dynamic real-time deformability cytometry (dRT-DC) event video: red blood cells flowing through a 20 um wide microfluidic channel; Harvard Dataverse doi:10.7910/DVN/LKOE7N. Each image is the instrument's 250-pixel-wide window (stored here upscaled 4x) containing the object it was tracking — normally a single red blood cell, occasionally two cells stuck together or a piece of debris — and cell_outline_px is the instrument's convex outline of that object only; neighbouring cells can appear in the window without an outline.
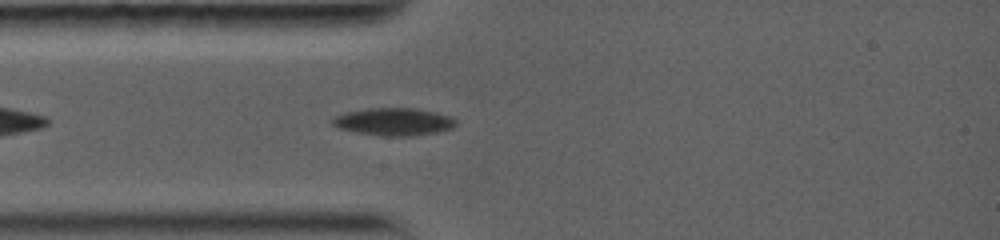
{"species": "common noctule bat (a hibernating species)", "species_latin": "Nyctalus noctula", "temperature_condition": "warm", "stored_images_in_passage": 2, "camera_frame_rate_fps": 5000, "um_per_image_px": 0.085, "animal": {"sex": "female", "body_mass_g": 19.0, "forearm_length_mm": 56.7}, "frame": {"image": 1, "passage_image": 2, "time_ms": 1.0, "image_size_px": [1000, 240], "cell_outline_px": [[456, 124], [452, 128], [436, 132], [412, 136], [388, 136], [360, 132], [340, 128], [332, 124], [332, 116], [344, 112], [368, 108], [416, 108], [436, 112], [452, 116], [456, 120]], "centroid_in_image_um": [33.49, 10.33], "position_along_channel_um": 51.5, "area_um2": 19.77}}